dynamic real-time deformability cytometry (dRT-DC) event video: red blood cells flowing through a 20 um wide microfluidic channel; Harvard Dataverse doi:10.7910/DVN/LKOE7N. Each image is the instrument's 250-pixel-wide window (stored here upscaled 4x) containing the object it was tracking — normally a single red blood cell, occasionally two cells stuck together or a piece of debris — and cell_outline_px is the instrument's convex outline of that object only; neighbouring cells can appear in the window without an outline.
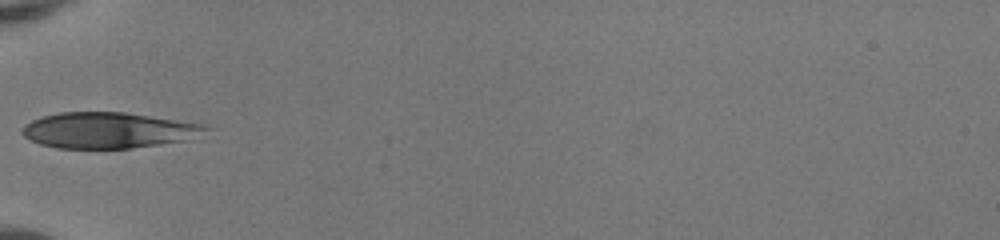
{"species": "human", "species_latin": "Homo sapiens", "temperature_condition": "room temperature", "stored_images_in_passage": 32, "camera_frame_rate_fps": 3000, "um_per_image_px": 0.085, "donor": {"sex": "female"}, "frame": {"image": 1, "passage_image": 1, "time_ms": 0.0, "image_size_px": [1000, 240], "cell_outline_px": [[212, 128], [192, 140], [132, 148], [56, 148], [40, 144], [24, 136], [20, 132], [20, 128], [24, 124], [32, 120], [44, 116], [60, 112], [124, 112], [204, 124]], "centroid_in_image_um": [9.24, 11.08], "position_along_channel_um": 75.8, "area_um2": 38.61}}
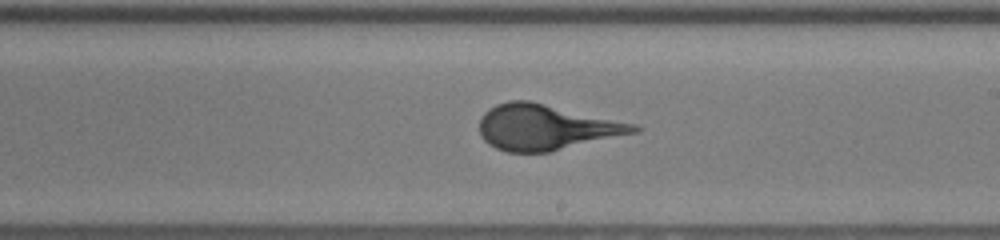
{"frame": {"image": 2, "passage_image": 13, "time_ms": 4.0, "image_size_px": [1000, 240], "cell_outline_px": [[644, 128], [640, 132], [548, 152], [508, 152], [496, 148], [488, 144], [484, 140], [480, 132], [480, 120], [484, 112], [488, 108], [496, 104], [508, 100], [528, 100], [636, 124]], "centroid_in_image_um": [46.42, 10.81], "position_along_channel_um": 242.6, "area_um2": 40.92}}
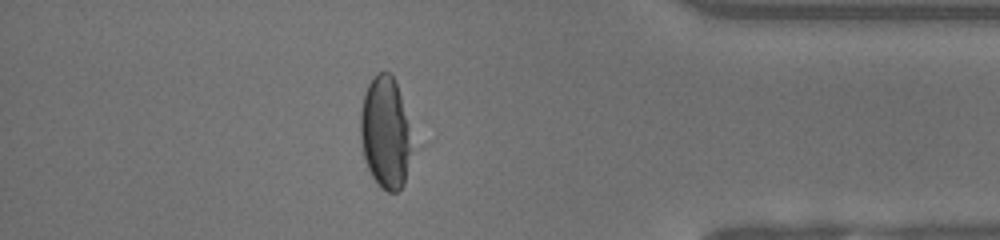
{"frame": {"image": 3, "passage_image": 26, "time_ms": 8.333, "image_size_px": [1000, 240], "cell_outline_px": [[408, 152], [404, 184], [396, 192], [388, 192], [380, 188], [372, 176], [364, 160], [360, 136], [360, 112], [364, 96], [368, 84], [380, 72], [388, 72], [396, 80], [408, 128]], "centroid_in_image_um": [32.68, 11.29], "position_along_channel_um": 402.5, "area_um2": 32.37}}